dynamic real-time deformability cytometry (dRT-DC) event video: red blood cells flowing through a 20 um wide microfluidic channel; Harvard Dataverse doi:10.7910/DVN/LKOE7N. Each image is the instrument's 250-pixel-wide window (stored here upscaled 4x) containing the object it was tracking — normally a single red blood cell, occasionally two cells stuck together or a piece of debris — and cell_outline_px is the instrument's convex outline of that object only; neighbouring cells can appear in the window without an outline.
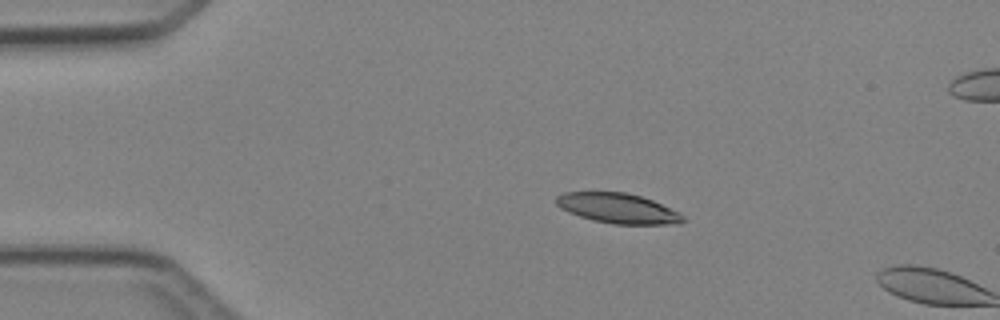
{"species": "Egyptian fruit bat (a non-hibernating species)", "species_latin": "Rousettus aegyptiacus", "temperature_condition": "cold", "stored_images_in_passage": 2, "camera_frame_rate_fps": 3000, "um_per_image_px": 0.085, "animal": {"sex": "female"}, "frame": {"image": 1, "passage_image": 1, "time_ms": 0.0, "image_size_px": [1000, 320], "cell_outline_px": [[684, 220], [680, 224], [612, 224], [592, 220], [568, 212], [560, 208], [556, 204], [556, 196], [564, 192], [624, 192], [640, 196], [652, 200], [680, 212], [684, 216]], "centroid_in_image_um": [52.52, 17.71], "position_along_channel_um": 32.5, "area_um2": 22.2}}